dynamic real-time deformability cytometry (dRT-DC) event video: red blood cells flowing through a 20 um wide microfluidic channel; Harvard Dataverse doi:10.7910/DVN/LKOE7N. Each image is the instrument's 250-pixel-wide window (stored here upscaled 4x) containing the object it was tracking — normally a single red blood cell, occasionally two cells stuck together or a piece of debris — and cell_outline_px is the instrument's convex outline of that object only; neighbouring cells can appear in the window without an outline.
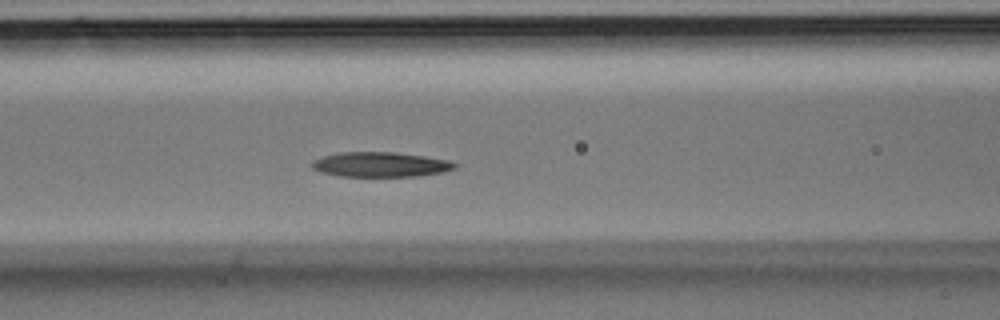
{"species": "Egyptian fruit bat (a non-hibernating species)", "species_latin": "Rousettus aegyptiacus", "temperature_condition": "room temperature", "stored_images_in_passage": 27, "camera_frame_rate_fps": 3000, "um_per_image_px": 0.085, "animal": {"sex": "male"}, "frame": {"image": 1, "passage_image": 10, "time_ms": 3.0, "image_size_px": [1000, 320], "cell_outline_px": [[460, 164], [456, 168], [444, 172], [416, 176], [340, 176], [320, 172], [312, 168], [312, 160], [320, 156], [340, 152], [396, 152], [424, 156], [448, 160]], "centroid_in_image_um": [32.34, 13.98], "position_along_channel_um": 134.3, "area_um2": 20.87}}
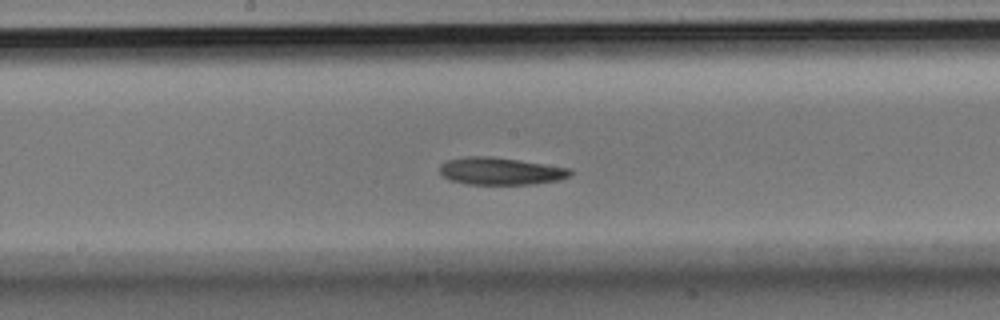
{"frame": {"image": 2, "passage_image": 14, "time_ms": 4.333, "image_size_px": [1000, 320], "cell_outline_px": [[572, 172], [568, 176], [560, 180], [532, 184], [468, 184], [452, 180], [444, 176], [440, 172], [440, 164], [448, 160], [464, 156], [492, 156], [572, 168]], "centroid_in_image_um": [42.56, 14.53], "position_along_channel_um": 205.6, "area_um2": 20.75}}
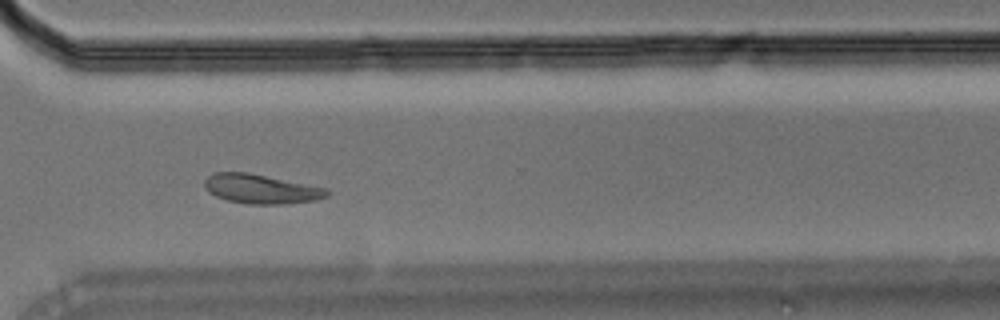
{"frame": {"image": 3, "passage_image": 22, "time_ms": 7.0, "image_size_px": [1000, 320], "cell_outline_px": [[328, 196], [316, 200], [284, 204], [248, 204], [228, 200], [216, 196], [208, 192], [204, 188], [204, 180], [212, 172], [248, 172], [328, 188]], "centroid_in_image_um": [22.17, 16.05], "position_along_channel_um": 348.4, "area_um2": 21.04}}